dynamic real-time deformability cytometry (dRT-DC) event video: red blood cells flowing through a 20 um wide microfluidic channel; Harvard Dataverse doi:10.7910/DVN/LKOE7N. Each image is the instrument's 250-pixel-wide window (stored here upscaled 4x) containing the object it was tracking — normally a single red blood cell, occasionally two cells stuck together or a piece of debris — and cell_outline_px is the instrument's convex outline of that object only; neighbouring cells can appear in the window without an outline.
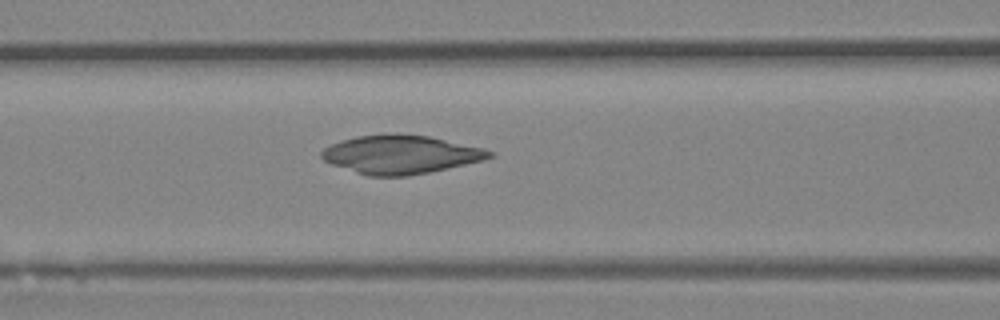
{"species": "Egyptian fruit bat (a non-hibernating species)", "species_latin": "Rousettus aegyptiacus", "temperature_condition": "room temperature", "stored_images_in_passage": 43, "camera_frame_rate_fps": 3000, "um_per_image_px": 0.085, "animal": {"sex": "female"}, "frame": {"image": 1, "passage_image": 16, "time_ms": 5.0, "image_size_px": [1000, 320], "cell_outline_px": [[496, 156], [484, 160], [428, 172], [408, 176], [368, 176], [332, 164], [324, 160], [320, 156], [320, 152], [324, 148], [340, 140], [356, 136], [428, 136], [484, 148], [492, 152]], "centroid_in_image_um": [34.06, 13.16], "position_along_channel_um": 132.5, "area_um2": 36.76}}
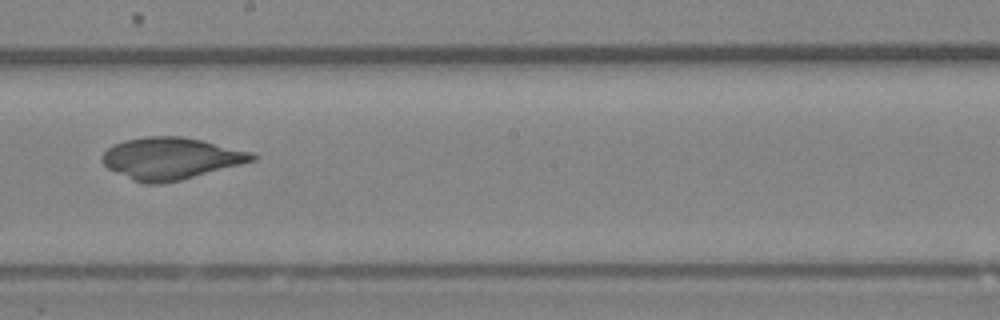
{"frame": {"image": 2, "passage_image": 23, "time_ms": 7.333, "image_size_px": [1000, 320], "cell_outline_px": [[256, 160], [180, 180], [160, 184], [144, 184], [132, 180], [108, 168], [100, 160], [100, 156], [112, 144], [124, 140], [144, 136], [184, 136], [252, 152], [256, 156]], "centroid_in_image_um": [14.47, 13.46], "position_along_channel_um": 233.7, "area_um2": 36.59}}
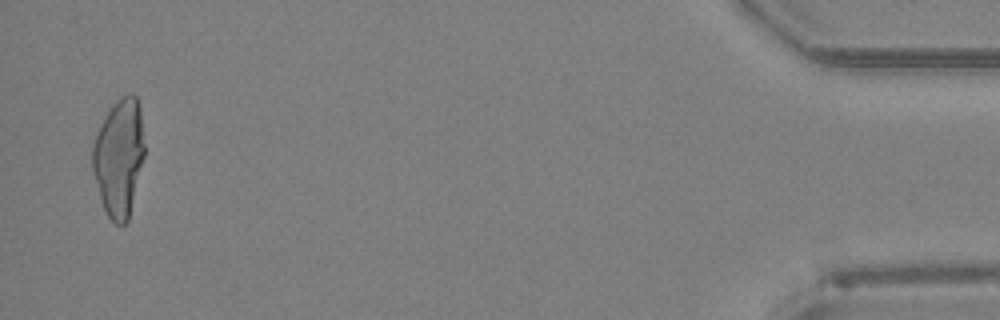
{"frame": {"image": 3, "passage_image": 42, "time_ms": 13.667, "image_size_px": [1000, 320], "cell_outline_px": [[144, 156], [128, 220], [124, 224], [116, 224], [108, 216], [104, 208], [92, 172], [92, 144], [100, 124], [116, 100], [120, 96], [128, 92], [132, 92], [136, 96], [140, 104], [144, 144]], "centroid_in_image_um": [10.11, 13.33], "position_along_channel_um": 425.1, "area_um2": 35.6}}